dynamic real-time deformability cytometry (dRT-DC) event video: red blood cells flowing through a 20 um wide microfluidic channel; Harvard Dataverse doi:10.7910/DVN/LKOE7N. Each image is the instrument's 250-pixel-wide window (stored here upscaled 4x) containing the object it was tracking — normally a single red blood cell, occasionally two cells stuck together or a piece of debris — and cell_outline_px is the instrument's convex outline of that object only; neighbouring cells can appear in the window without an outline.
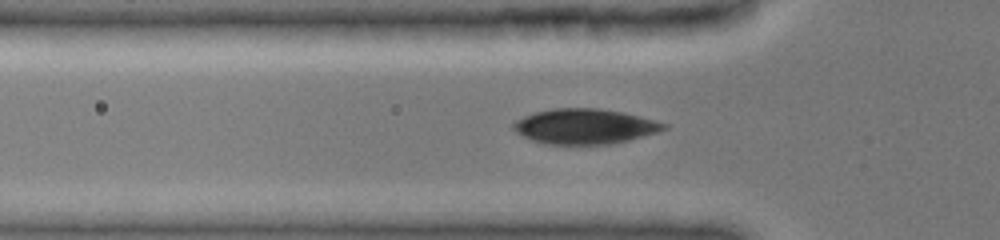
{"species": "common noctule bat (a hibernating species)", "species_latin": "Nyctalus noctula", "temperature_condition": "cold", "stored_images_in_passage": 7, "camera_frame_rate_fps": 3000, "um_per_image_px": 0.085, "animal": {"sex": "female", "body_mass_g": 19.0, "forearm_length_mm": 51.5}, "frame": {"image": 1, "passage_image": 3, "time_ms": 0.333, "image_size_px": [1000, 240], "cell_outline_px": [[668, 128], [656, 132], [628, 140], [608, 144], [544, 144], [532, 140], [516, 132], [512, 128], [512, 124], [516, 120], [524, 116], [536, 112], [552, 108], [596, 108], [624, 112], [640, 116], [668, 124]], "centroid_in_image_um": [49.69, 10.73], "position_along_channel_um": 76.1, "area_um2": 30.69}}